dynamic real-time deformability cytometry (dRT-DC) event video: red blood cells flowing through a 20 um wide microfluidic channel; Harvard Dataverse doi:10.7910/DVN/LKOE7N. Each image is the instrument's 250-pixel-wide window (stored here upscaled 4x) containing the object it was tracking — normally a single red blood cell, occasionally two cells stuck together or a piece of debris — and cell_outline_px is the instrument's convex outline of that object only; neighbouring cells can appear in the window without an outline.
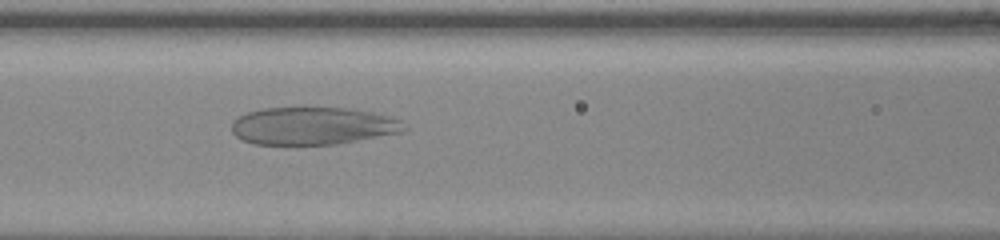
{"species": "human", "species_latin": "Homo sapiens", "temperature_condition": "warm", "stored_images_in_passage": 41, "camera_frame_rate_fps": 3000, "um_per_image_px": 0.085, "donor": {"sex": "female"}, "frame": {"image": 1, "passage_image": 18, "time_ms": 5.667, "image_size_px": [1000, 240], "cell_outline_px": [[408, 128], [404, 132], [336, 144], [256, 144], [244, 140], [236, 136], [232, 132], [232, 120], [248, 112], [264, 108], [304, 104], [348, 108], [372, 112], [400, 120]], "centroid_in_image_um": [26.58, 10.65], "position_along_channel_um": 140.0, "area_um2": 38.78}}
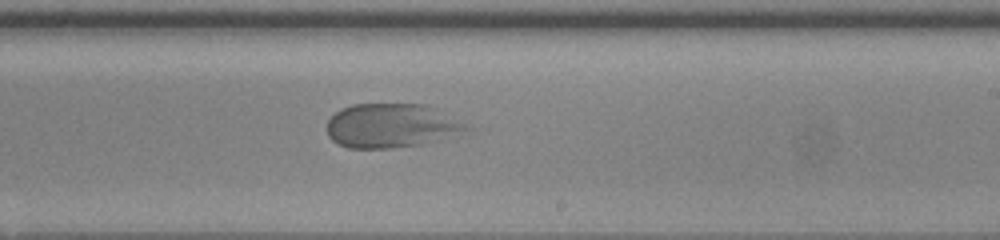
{"frame": {"image": 2, "passage_image": 27, "time_ms": 8.667, "image_size_px": [1000, 240], "cell_outline_px": [[472, 128], [440, 140], [424, 144], [392, 148], [348, 148], [332, 140], [328, 136], [328, 120], [340, 108], [352, 104], [424, 104], [436, 108], [472, 124]], "centroid_in_image_um": [33.33, 10.67], "position_along_channel_um": 255.7, "area_um2": 36.3}}
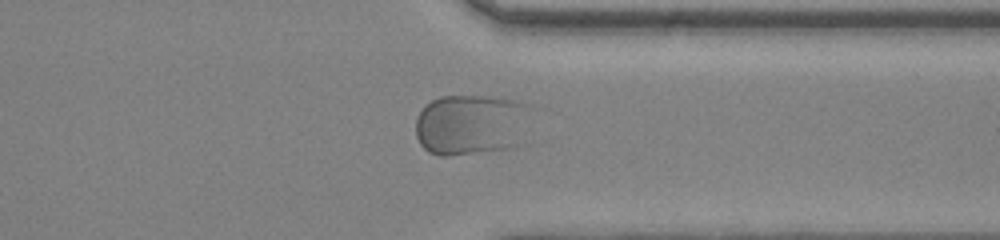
{"frame": {"image": 3, "passage_image": 36, "time_ms": 11.667, "image_size_px": [1000, 240], "cell_outline_px": [[532, 104], [528, 144], [508, 148], [448, 156], [440, 156], [428, 152], [420, 144], [416, 136], [416, 120], [420, 112], [432, 100], [440, 96], [488, 96], [512, 100]], "centroid_in_image_um": [40.17, 10.61], "position_along_channel_um": 371.2, "area_um2": 42.31}}